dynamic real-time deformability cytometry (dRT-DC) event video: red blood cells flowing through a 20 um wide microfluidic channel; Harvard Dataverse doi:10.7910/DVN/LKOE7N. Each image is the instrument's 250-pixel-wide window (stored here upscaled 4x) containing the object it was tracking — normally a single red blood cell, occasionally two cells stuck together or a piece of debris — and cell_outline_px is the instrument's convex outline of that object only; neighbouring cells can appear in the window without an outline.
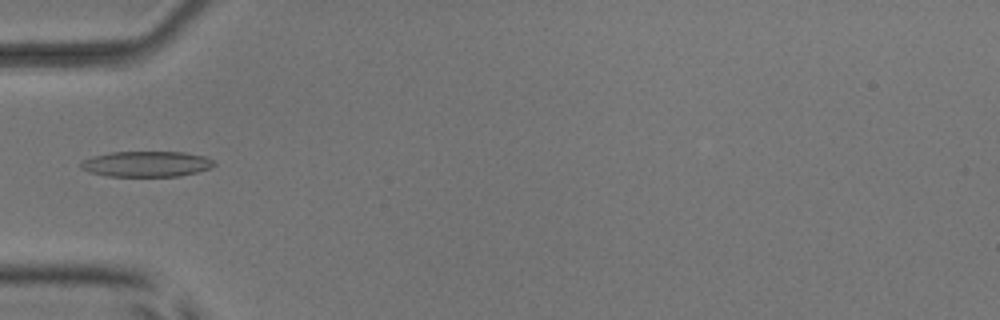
{"species": "common noctule bat (a hibernating species)", "species_latin": "Nyctalus noctula", "temperature_condition": "room temperature", "stored_images_in_passage": 6, "camera_frame_rate_fps": 3000, "um_per_image_px": 0.085, "animal": {"sex": "male", "body_mass_g": 17.9, "forearm_length_mm": 54.2}, "frame": {"image": 1, "passage_image": 6, "time_ms": 5.667, "image_size_px": [1000, 320], "cell_outline_px": [[216, 164], [208, 168], [196, 172], [180, 176], [108, 176], [88, 172], [80, 168], [80, 164], [84, 160], [92, 156], [112, 152], [184, 152], [204, 156], [212, 160]], "centroid_in_image_um": [12.42, 13.94], "position_along_channel_um": 72.6, "area_um2": 19.77}}